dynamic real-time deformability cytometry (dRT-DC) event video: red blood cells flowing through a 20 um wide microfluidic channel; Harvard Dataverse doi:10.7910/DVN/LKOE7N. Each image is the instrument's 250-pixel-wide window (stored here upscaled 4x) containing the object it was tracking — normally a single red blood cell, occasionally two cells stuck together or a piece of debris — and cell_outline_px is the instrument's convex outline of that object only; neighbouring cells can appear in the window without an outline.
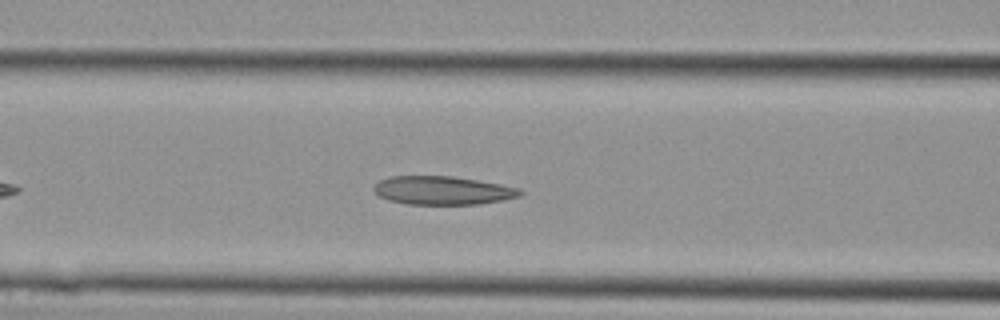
{"species": "Egyptian fruit bat (a non-hibernating species)", "species_latin": "Rousettus aegyptiacus", "temperature_condition": "cold", "stored_images_in_passage": 14, "camera_frame_rate_fps": 3000, "um_per_image_px": 0.085, "animal": {"sex": "female"}, "frame": {"image": 1, "passage_image": 7, "time_ms": 2.0, "image_size_px": [1000, 320], "cell_outline_px": [[524, 192], [520, 196], [504, 200], [480, 204], [408, 204], [388, 200], [380, 196], [372, 188], [380, 180], [392, 176], [452, 176], [500, 184], [520, 188]], "centroid_in_image_um": [37.66, 16.19], "position_along_channel_um": 128.9, "area_um2": 24.22}}
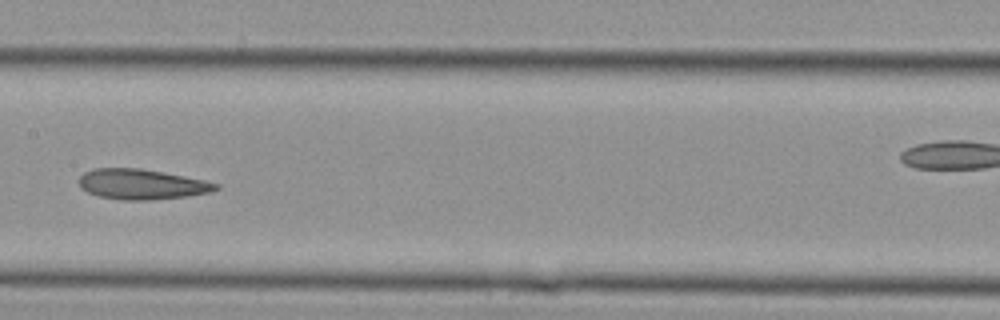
{"frame": {"image": 2, "passage_image": 10, "time_ms": 3.0, "image_size_px": [1000, 320], "cell_outline_px": [[220, 188], [212, 192], [188, 196], [148, 200], [120, 200], [100, 196], [88, 192], [80, 188], [80, 176], [84, 172], [92, 168], [140, 168], [184, 176], [204, 180], [220, 184]], "centroid_in_image_um": [12.06, 15.66], "position_along_channel_um": 195.3, "area_um2": 24.16}}